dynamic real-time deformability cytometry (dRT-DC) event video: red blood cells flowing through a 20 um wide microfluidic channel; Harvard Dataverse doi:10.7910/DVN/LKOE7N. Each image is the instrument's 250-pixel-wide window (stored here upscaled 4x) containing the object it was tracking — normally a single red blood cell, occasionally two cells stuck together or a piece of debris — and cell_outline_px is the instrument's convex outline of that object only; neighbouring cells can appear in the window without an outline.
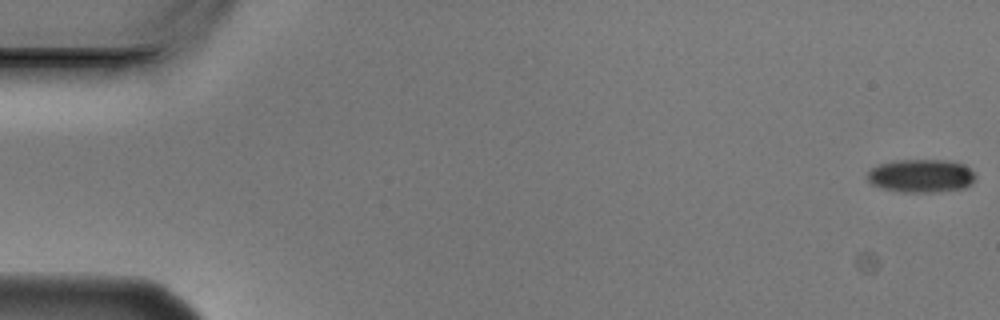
{"species": "Egyptian fruit bat (a non-hibernating species)", "species_latin": "Rousettus aegyptiacus", "temperature_condition": "cold", "stored_images_in_passage": 10, "camera_frame_rate_fps": 3000, "um_per_image_px": 0.085, "animal": {"sex": "male"}, "frame": {"image": 1, "passage_image": 1, "time_ms": 0.0, "image_size_px": [1000, 320], "cell_outline_px": [[976, 176], [972, 184], [964, 188], [932, 192], [904, 192], [884, 188], [872, 184], [868, 180], [868, 172], [872, 168], [880, 164], [892, 160], [952, 160], [964, 164]], "centroid_in_image_um": [78.32, 14.93], "position_along_channel_um": 6.7, "area_um2": 20.87}}
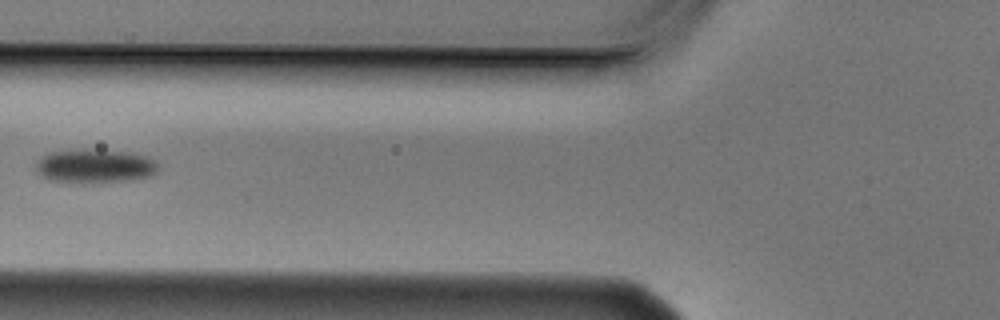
{"frame": {"image": 2, "passage_image": 6, "time_ms": 1.667, "image_size_px": [1000, 320], "cell_outline_px": [[156, 172], [148, 176], [132, 180], [84, 184], [52, 180], [44, 176], [36, 168], [36, 164], [44, 156], [52, 152], [124, 152], [148, 156], [156, 160]], "centroid_in_image_um": [8.13, 14.18], "position_along_channel_um": 117.7, "area_um2": 23.0}}
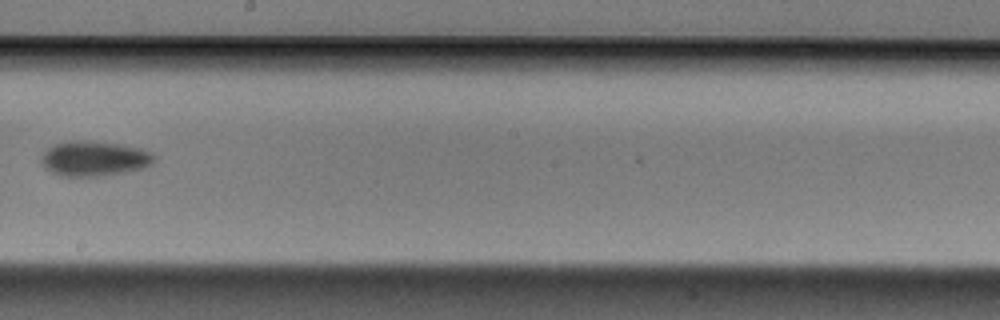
{"frame": {"image": 3, "passage_image": 9, "time_ms": 2.667, "image_size_px": [1000, 320], "cell_outline_px": [[156, 160], [152, 164], [140, 168], [100, 176], [64, 176], [52, 172], [44, 168], [40, 160], [40, 156], [52, 144], [72, 140], [88, 140], [116, 144], [140, 148], [156, 156]], "centroid_in_image_um": [7.95, 13.46], "position_along_channel_um": 240.3, "area_um2": 22.89}}